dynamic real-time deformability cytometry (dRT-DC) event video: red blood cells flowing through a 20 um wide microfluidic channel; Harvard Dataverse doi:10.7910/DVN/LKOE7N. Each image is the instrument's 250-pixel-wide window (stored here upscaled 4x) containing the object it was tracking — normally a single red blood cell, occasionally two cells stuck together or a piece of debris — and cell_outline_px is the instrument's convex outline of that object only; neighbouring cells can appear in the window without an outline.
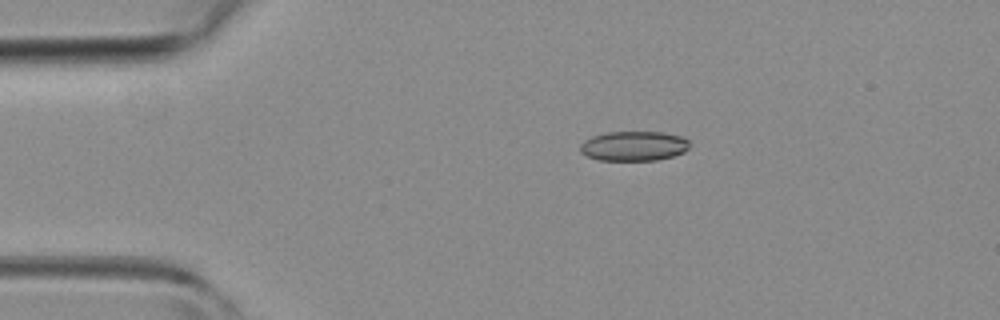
{"species": "common noctule bat (a hibernating species)", "species_latin": "Nyctalus noctula", "temperature_condition": "room temperature", "stored_images_in_passage": 5, "camera_frame_rate_fps": 3000, "um_per_image_px": 0.085, "animal": {"sex": "female", "body_mass_g": 19.3, "forearm_length_mm": 54.1}, "frame": {"image": 1, "passage_image": 3, "time_ms": 2.333, "image_size_px": [1000, 320], "cell_outline_px": [[688, 148], [684, 152], [672, 156], [656, 160], [600, 160], [588, 156], [580, 152], [580, 144], [584, 140], [592, 136], [604, 132], [660, 132], [684, 136], [688, 140]], "centroid_in_image_um": [53.86, 12.4], "position_along_channel_um": 31.1, "area_um2": 18.96}}